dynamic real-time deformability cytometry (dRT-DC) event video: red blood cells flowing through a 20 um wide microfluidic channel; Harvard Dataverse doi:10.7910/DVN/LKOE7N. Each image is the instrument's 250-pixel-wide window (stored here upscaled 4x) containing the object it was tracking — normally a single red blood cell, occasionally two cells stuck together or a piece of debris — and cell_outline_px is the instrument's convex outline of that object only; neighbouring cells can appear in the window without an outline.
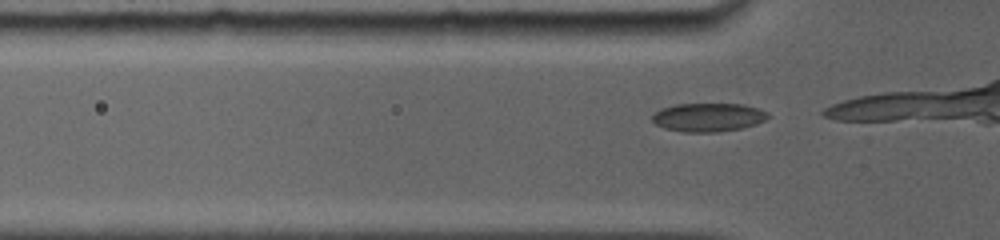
{"species": "common noctule bat (a hibernating species)", "species_latin": "Nyctalus noctula", "temperature_condition": "room temperature", "stored_images_in_passage": 4, "camera_frame_rate_fps": 5000, "um_per_image_px": 0.085, "animal": {"sex": "female", "body_mass_g": 19.0, "forearm_length_mm": 56.7}, "frame": {"image": 1, "passage_image": 2, "time_ms": 0.2, "image_size_px": [1000, 240], "cell_outline_px": [[768, 116], [764, 120], [756, 124], [740, 128], [716, 132], [684, 132], [664, 128], [656, 124], [652, 120], [652, 116], [660, 108], [676, 104], [744, 104], [768, 112]], "centroid_in_image_um": [60.17, 9.96], "position_along_channel_um": 65.6, "area_um2": 19.13}}